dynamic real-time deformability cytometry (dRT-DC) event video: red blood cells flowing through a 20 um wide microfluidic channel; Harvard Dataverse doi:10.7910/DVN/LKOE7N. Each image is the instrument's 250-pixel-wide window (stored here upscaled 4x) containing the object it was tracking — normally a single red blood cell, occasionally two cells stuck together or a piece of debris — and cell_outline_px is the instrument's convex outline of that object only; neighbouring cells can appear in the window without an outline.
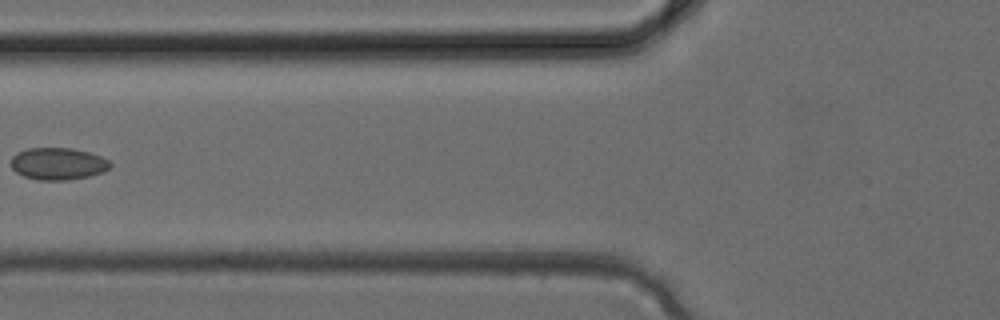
{"species": "common noctule bat (a hibernating species)", "species_latin": "Nyctalus noctula", "temperature_condition": "cold", "stored_images_in_passage": 4, "camera_frame_rate_fps": 3000, "um_per_image_px": 0.085, "animal": {"sex": "female", "body_mass_g": 24.6, "forearm_length_mm": 56.2}, "frame": {"image": 1, "passage_image": 4, "time_ms": 1.0, "image_size_px": [1000, 320], "cell_outline_px": [[112, 164], [104, 172], [88, 176], [68, 180], [36, 180], [24, 176], [16, 172], [12, 168], [12, 156], [16, 152], [28, 148], [72, 148], [88, 152], [100, 156], [108, 160]], "centroid_in_image_um": [4.91, 13.92], "position_along_channel_um": 120.9, "area_um2": 18.55}}